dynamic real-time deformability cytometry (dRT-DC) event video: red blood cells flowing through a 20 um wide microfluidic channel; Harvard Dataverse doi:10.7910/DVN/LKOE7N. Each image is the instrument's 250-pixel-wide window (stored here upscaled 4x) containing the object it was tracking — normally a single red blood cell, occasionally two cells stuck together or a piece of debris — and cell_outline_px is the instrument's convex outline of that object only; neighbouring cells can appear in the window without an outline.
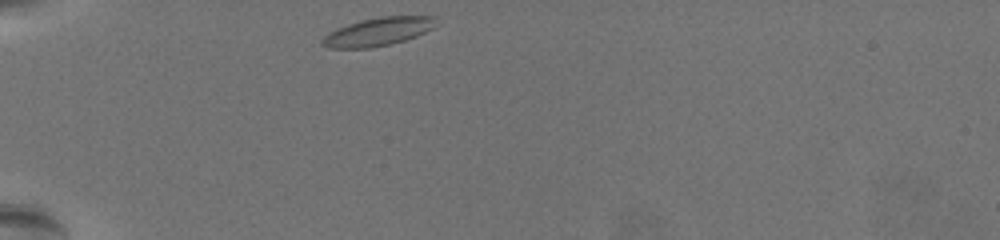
{"species": "common noctule bat (a hibernating species)", "species_latin": "Nyctalus noctula", "temperature_condition": "warm", "stored_images_in_passage": 34, "camera_frame_rate_fps": 3000, "um_per_image_px": 0.085, "animal": {"sex": "female", "body_mass_g": 19.5, "forearm_length_mm": 54.1}, "frame": {"image": 1, "passage_image": 1, "time_ms": 0.0, "image_size_px": [1000, 240], "cell_outline_px": [[440, 16], [432, 28], [416, 36], [404, 40], [372, 48], [328, 48], [320, 44], [320, 40], [328, 32], [348, 24], [380, 16]], "centroid_in_image_um": [32.12, 2.69], "position_along_channel_um": 52.9, "area_um2": 18.67}}
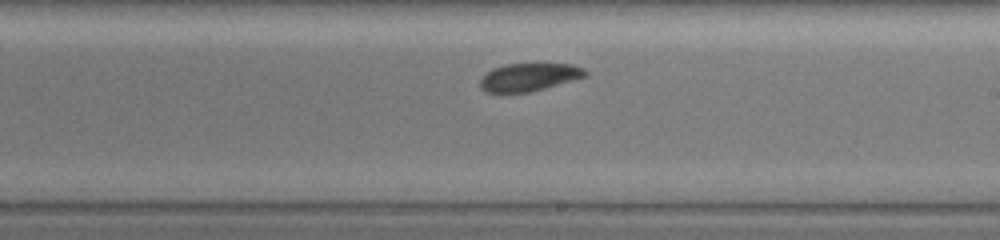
{"frame": {"image": 2, "passage_image": 20, "time_ms": 6.333, "image_size_px": [1000, 240], "cell_outline_px": [[588, 76], [544, 88], [528, 92], [488, 92], [480, 88], [480, 80], [492, 68], [504, 64], [572, 64], [584, 68], [588, 72]], "centroid_in_image_um": [45.0, 6.54], "position_along_channel_um": 244.0, "area_um2": 16.94}}
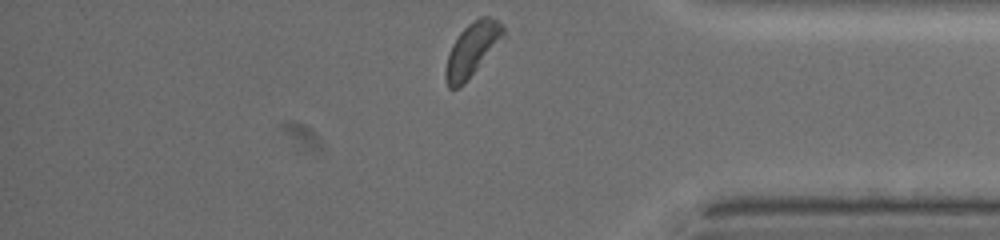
{"frame": {"image": 3, "passage_image": 34, "time_ms": 11.0, "image_size_px": [1000, 240], "cell_outline_px": [[504, 32], [476, 68], [456, 88], [448, 88], [444, 76], [444, 72], [448, 52], [452, 44], [460, 32], [468, 24], [480, 16], [488, 16], [496, 20], [504, 28]], "centroid_in_image_um": [40.03, 4.17], "position_along_channel_um": 395.2, "area_um2": 16.76}, "authors_computed_cell_mechanics": {"area_um2": 18.2937, "velocity_mm_per_s": 3.4902, "shape_relaxation_time_tau1_ms": 3.0791, "shape_relaxation_time_tau2_ms": null, "deformation_change_tau1": 0.098, "deformation_change_tau2": null}}